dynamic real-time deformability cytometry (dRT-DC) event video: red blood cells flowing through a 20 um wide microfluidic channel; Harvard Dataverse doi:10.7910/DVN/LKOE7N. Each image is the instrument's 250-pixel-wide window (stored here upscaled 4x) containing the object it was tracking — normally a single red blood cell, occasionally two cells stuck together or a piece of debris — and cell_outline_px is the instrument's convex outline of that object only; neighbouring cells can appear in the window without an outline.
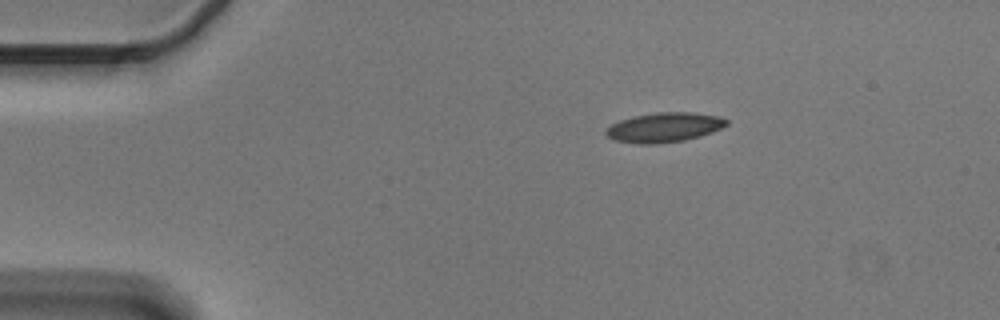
{"species": "Egyptian fruit bat (a non-hibernating species)", "species_latin": "Rousettus aegyptiacus", "temperature_condition": "cold", "stored_images_in_passage": 3, "camera_frame_rate_fps": 3000, "um_per_image_px": 0.085, "animal": {"sex": "male"}, "frame": {"image": 1, "passage_image": 1, "time_ms": 0.0, "image_size_px": [1000, 320], "cell_outline_px": [[728, 124], [712, 132], [700, 136], [684, 140], [656, 144], [636, 144], [612, 140], [604, 132], [604, 128], [620, 120], [632, 116], [656, 112], [692, 112], [716, 116], [728, 120]], "centroid_in_image_um": [56.39, 10.83], "position_along_channel_um": 28.6, "area_um2": 20.92}}
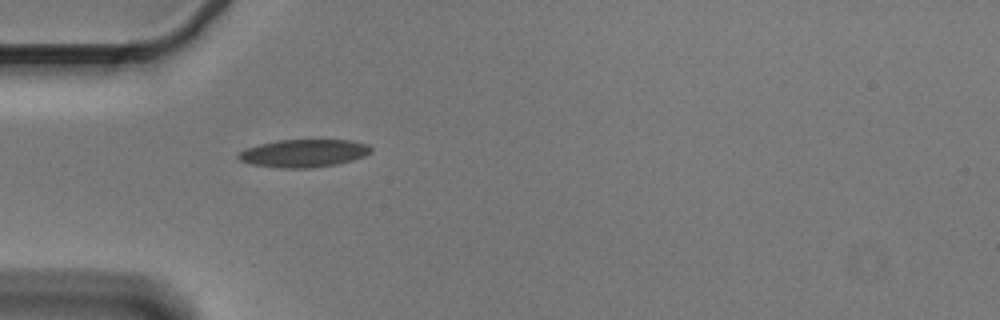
{"frame": {"image": 2, "passage_image": 3, "time_ms": 0.667, "image_size_px": [1000, 320], "cell_outline_px": [[372, 152], [364, 156], [352, 160], [336, 164], [308, 168], [280, 168], [252, 164], [240, 160], [236, 156], [244, 148], [260, 144], [280, 140], [352, 140], [368, 144], [372, 148]], "centroid_in_image_um": [25.83, 13.02], "position_along_channel_um": 59.2, "area_um2": 21.44}}